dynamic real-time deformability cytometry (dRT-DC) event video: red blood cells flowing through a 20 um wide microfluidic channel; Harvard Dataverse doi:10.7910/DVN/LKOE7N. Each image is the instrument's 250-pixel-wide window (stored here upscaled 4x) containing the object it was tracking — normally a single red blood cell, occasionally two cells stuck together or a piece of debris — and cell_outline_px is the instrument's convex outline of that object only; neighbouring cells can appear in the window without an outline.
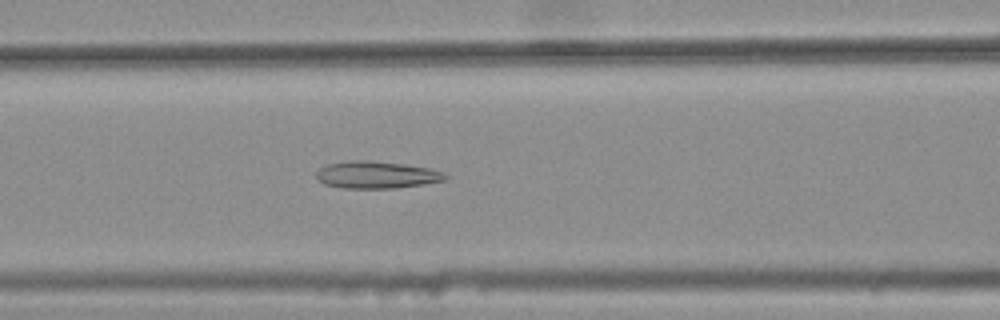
{"species": "common noctule bat (a hibernating species)", "species_latin": "Nyctalus noctula", "temperature_condition": "warm", "stored_images_in_passage": 34, "camera_frame_rate_fps": 3000, "um_per_image_px": 0.085, "animal": {"sex": "female", "body_mass_g": 25.1}, "frame": {"image": 1, "passage_image": 10, "time_ms": 3.0, "image_size_px": [1000, 320], "cell_outline_px": [[448, 176], [444, 180], [424, 184], [396, 188], [340, 188], [324, 184], [316, 180], [316, 172], [320, 168], [328, 164], [352, 160], [372, 160], [404, 164], [428, 168], [444, 172]], "centroid_in_image_um": [31.97, 14.86], "position_along_channel_um": 134.6, "area_um2": 20.52}}
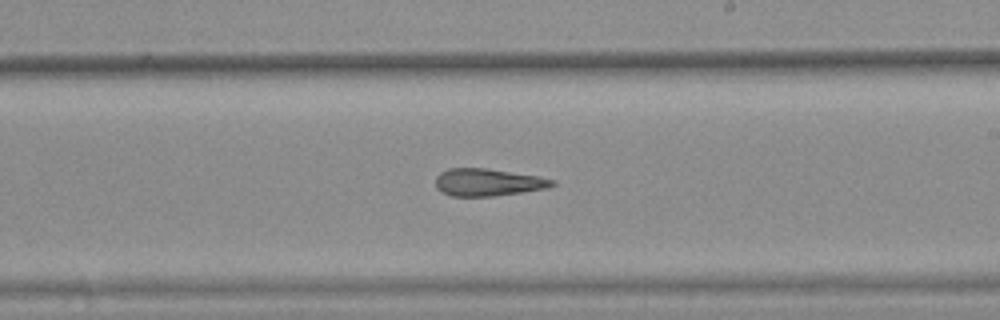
{"frame": {"image": 2, "passage_image": 19, "time_ms": 6.0, "image_size_px": [1000, 320], "cell_outline_px": [[556, 184], [548, 188], [492, 196], [452, 196], [436, 188], [436, 176], [440, 172], [448, 168], [484, 168], [540, 176], [556, 180]], "centroid_in_image_um": [41.49, 15.49], "position_along_channel_um": 247.5, "area_um2": 18.55}}
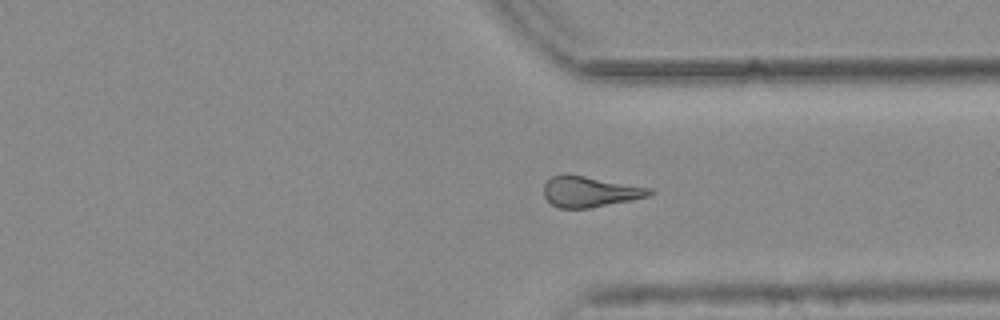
{"frame": {"image": 3, "passage_image": 28, "time_ms": 9.0, "image_size_px": [1000, 320], "cell_outline_px": [[656, 192], [652, 196], [592, 208], [560, 208], [552, 204], [544, 196], [544, 184], [552, 176], [564, 172], [568, 172], [652, 188]], "centroid_in_image_um": [50.18, 16.26], "position_along_channel_um": 361.2, "area_um2": 19.54}, "authors_computed_cell_mechanics": {"area_um2": 19.1029, "velocity_mm_per_s": 3.7762, "shape_relaxation_time_tau1_ms": null, "shape_relaxation_time_tau2_ms": 4.0603, "deformation_change_tau1": null, "deformation_change_tau2": 0.1624}}